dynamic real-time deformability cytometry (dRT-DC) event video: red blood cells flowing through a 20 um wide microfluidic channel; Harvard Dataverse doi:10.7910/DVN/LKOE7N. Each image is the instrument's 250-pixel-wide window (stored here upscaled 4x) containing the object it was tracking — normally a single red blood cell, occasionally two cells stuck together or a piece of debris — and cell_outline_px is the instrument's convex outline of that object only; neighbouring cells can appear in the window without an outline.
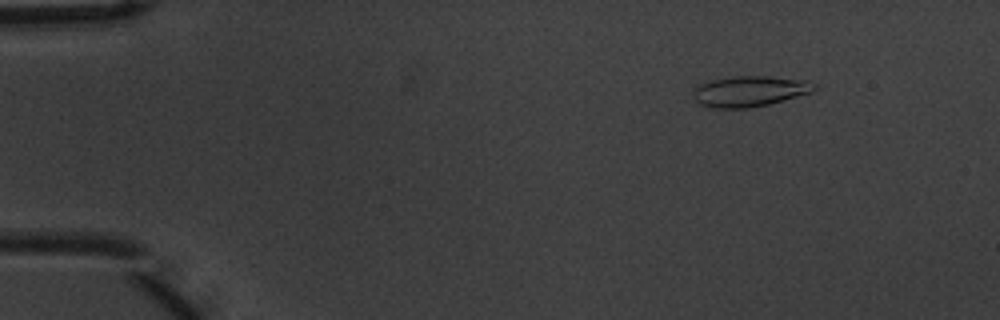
{"species": "common noctule bat (a hibernating species)", "species_latin": "Nyctalus noctula", "temperature_condition": "warm", "stored_images_in_passage": 10, "camera_frame_rate_fps": 3000, "um_per_image_px": 0.085, "animal": {"sex": "male", "body_mass_g": 20.1, "forearm_length_mm": 53.5}, "frame": {"image": 1, "passage_image": 2, "time_ms": 0.333, "image_size_px": [1000, 320], "cell_outline_px": [[816, 88], [812, 92], [768, 104], [748, 108], [712, 108], [700, 104], [696, 100], [692, 92], [700, 84], [712, 80], [736, 76], [768, 76], [808, 80], [816, 84]], "centroid_in_image_um": [63.74, 7.75], "position_along_channel_um": 21.3, "area_um2": 21.5}}
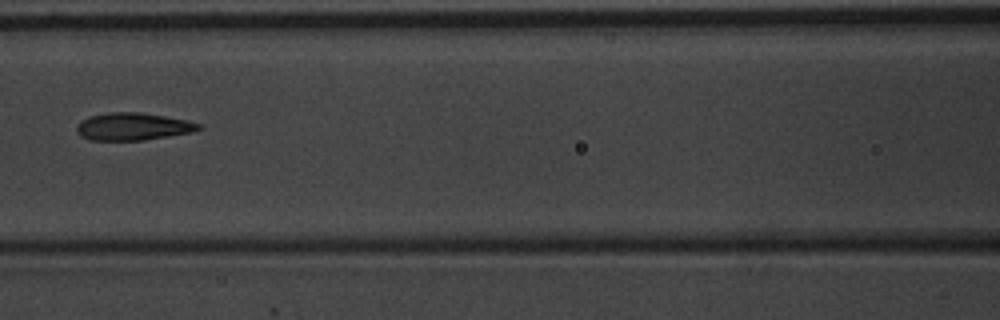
{"frame": {"image": 2, "passage_image": 7, "time_ms": 2.0, "image_size_px": [1000, 320], "cell_outline_px": [[204, 128], [192, 132], [144, 140], [92, 140], [80, 136], [76, 132], [76, 128], [88, 116], [112, 112], [140, 112], [188, 120], [200, 124]], "centroid_in_image_um": [11.33, 10.76], "position_along_channel_um": 155.3, "area_um2": 19.42}}
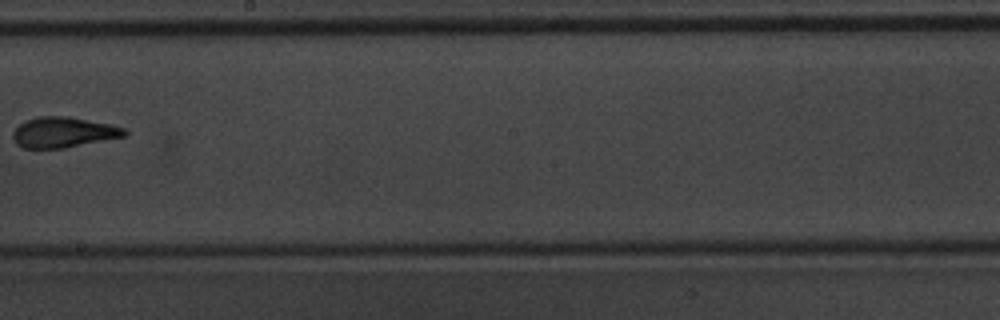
{"frame": {"image": 3, "passage_image": 9, "time_ms": 2.667, "image_size_px": [1000, 320], "cell_outline_px": [[128, 136], [64, 148], [24, 148], [16, 144], [12, 136], [12, 132], [24, 120], [36, 116], [68, 116], [108, 124], [124, 128], [128, 132]], "centroid_in_image_um": [5.38, 11.24], "position_along_channel_um": 242.8, "area_um2": 19.94}}